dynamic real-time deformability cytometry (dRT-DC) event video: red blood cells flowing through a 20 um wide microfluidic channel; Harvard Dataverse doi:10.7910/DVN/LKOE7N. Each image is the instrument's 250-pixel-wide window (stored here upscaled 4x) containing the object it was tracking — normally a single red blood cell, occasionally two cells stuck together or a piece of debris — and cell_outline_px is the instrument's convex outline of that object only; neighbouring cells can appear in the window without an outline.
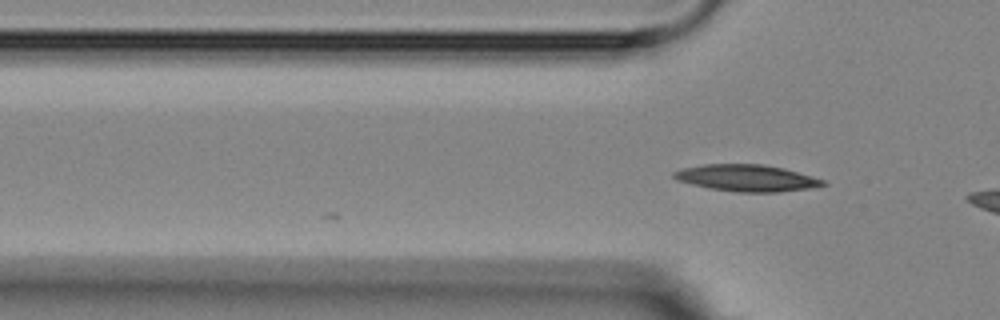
{"species": "Egyptian fruit bat (a non-hibernating species)", "species_latin": "Rousettus aegyptiacus", "temperature_condition": "room temperature", "stored_images_in_passage": 3, "camera_frame_rate_fps": 3000, "um_per_image_px": 0.085, "animal": {"sex": "female"}, "frame": {"image": 1, "passage_image": 2, "time_ms": 1.333, "image_size_px": [1000, 320], "cell_outline_px": [[828, 184], [812, 188], [780, 192], [736, 192], [708, 188], [676, 180], [672, 176], [672, 172], [680, 168], [704, 164], [764, 164], [784, 168], [812, 176], [824, 180]], "centroid_in_image_um": [63.46, 15.13], "position_along_channel_um": 62.3, "area_um2": 23.41}}